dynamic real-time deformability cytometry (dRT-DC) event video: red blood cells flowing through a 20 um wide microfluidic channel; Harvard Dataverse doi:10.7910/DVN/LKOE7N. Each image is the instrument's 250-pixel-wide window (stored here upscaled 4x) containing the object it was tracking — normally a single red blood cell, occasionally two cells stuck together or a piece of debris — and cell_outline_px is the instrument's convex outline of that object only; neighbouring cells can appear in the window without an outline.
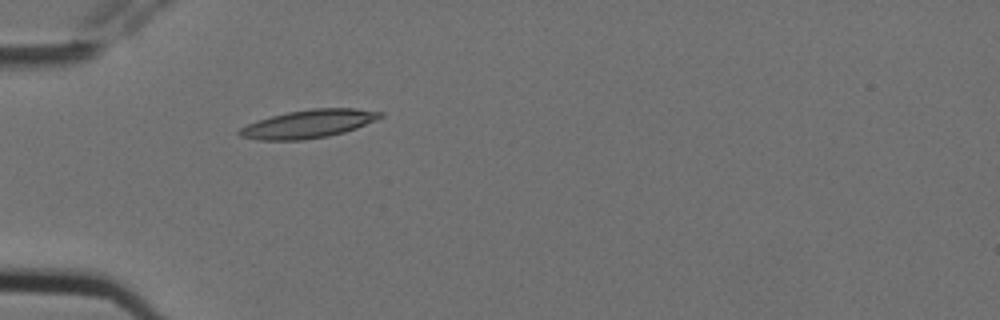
{"species": "Egyptian fruit bat (a non-hibernating species)", "species_latin": "Rousettus aegyptiacus", "temperature_condition": "cold", "stored_images_in_passage": 5, "camera_frame_rate_fps": 3000, "um_per_image_px": 0.085, "animal": {"sex": "female"}, "frame": {"image": 1, "passage_image": 5, "time_ms": 1.333, "image_size_px": [1000, 320], "cell_outline_px": [[384, 116], [376, 120], [356, 128], [344, 132], [328, 136], [304, 140], [256, 140], [240, 136], [236, 132], [240, 128], [256, 120], [288, 112], [312, 108], [356, 108], [384, 112]], "centroid_in_image_um": [26.22, 10.53], "position_along_channel_um": 58.8, "area_um2": 23.24}}